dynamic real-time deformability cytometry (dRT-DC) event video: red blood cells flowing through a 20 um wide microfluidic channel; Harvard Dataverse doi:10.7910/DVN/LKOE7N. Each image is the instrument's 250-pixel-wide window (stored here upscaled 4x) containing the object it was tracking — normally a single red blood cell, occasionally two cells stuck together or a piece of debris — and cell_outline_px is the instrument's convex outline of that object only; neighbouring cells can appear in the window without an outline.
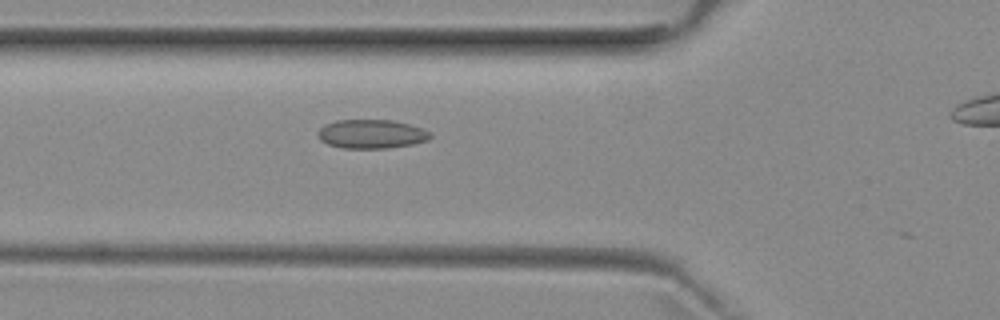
{"species": "common noctule bat (a hibernating species)", "species_latin": "Nyctalus noctula", "temperature_condition": "room temperature", "stored_images_in_passage": 17, "camera_frame_rate_fps": 3000, "um_per_image_px": 0.085, "animal": {"sex": "female", "body_mass_g": 29.2, "forearm_length_mm": 56.3}, "frame": {"image": 1, "passage_image": 16, "time_ms": 5.0, "image_size_px": [1000, 320], "cell_outline_px": [[432, 136], [428, 140], [412, 144], [384, 148], [344, 148], [328, 144], [320, 140], [316, 132], [324, 124], [336, 120], [392, 120], [408, 124], [420, 128], [428, 132]], "centroid_in_image_um": [31.52, 11.38], "position_along_channel_um": 94.3, "area_um2": 18.79}}